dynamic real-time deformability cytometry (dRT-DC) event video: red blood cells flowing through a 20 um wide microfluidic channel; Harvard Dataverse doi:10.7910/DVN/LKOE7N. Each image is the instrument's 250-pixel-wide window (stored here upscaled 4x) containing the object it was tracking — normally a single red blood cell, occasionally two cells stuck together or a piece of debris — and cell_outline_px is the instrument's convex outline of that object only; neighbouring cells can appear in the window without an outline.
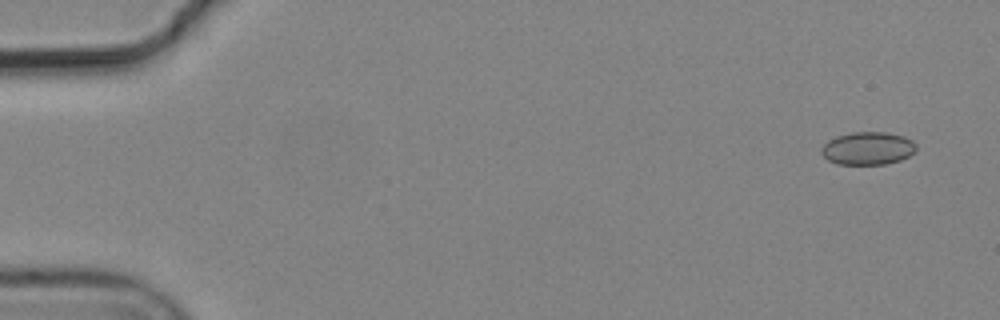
{"species": "common noctule bat (a hibernating species)", "species_latin": "Nyctalus noctula", "temperature_condition": "cold", "stored_images_in_passage": 3, "camera_frame_rate_fps": 3000, "um_per_image_px": 0.085, "animal": {"sex": "male", "body_mass_g": 19.2, "forearm_length_mm": 51.8}, "frame": {"image": 1, "passage_image": 3, "time_ms": 0.667, "image_size_px": [1000, 320], "cell_outline_px": [[916, 152], [900, 160], [884, 164], [836, 164], [828, 160], [820, 152], [820, 148], [828, 140], [836, 136], [852, 132], [888, 132], [904, 136], [912, 140], [916, 144]], "centroid_in_image_um": [73.76, 12.6], "position_along_channel_um": 11.2, "area_um2": 18.32}}